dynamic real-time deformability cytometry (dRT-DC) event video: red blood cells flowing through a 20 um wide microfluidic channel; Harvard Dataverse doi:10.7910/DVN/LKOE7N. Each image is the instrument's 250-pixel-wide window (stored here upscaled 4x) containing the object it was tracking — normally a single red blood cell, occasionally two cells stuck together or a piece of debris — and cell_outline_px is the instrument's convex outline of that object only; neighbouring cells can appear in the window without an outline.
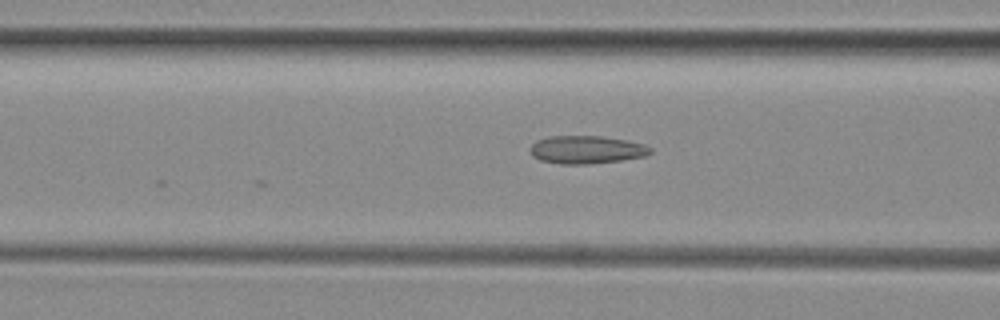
{"species": "common noctule bat (a hibernating species)", "species_latin": "Nyctalus noctula", "temperature_condition": "room temperature", "stored_images_in_passage": 5, "camera_frame_rate_fps": 3000, "um_per_image_px": 0.085, "animal": {"sex": "female", "body_mass_g": 29.2, "forearm_length_mm": 56.3}, "frame": {"image": 1, "passage_image": 5, "time_ms": 1.333, "image_size_px": [1000, 320], "cell_outline_px": [[652, 152], [644, 156], [620, 160], [588, 164], [560, 164], [540, 160], [532, 156], [528, 148], [536, 140], [548, 136], [600, 136], [628, 140], [644, 144], [652, 148]], "centroid_in_image_um": [49.82, 12.72], "position_along_channel_um": 116.8, "area_um2": 19.71}}